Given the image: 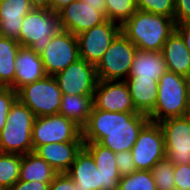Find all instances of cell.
Listing matches in <instances>:
<instances>
[{
    "mask_svg": "<svg viewBox=\"0 0 190 190\" xmlns=\"http://www.w3.org/2000/svg\"><path fill=\"white\" fill-rule=\"evenodd\" d=\"M150 121L139 112H110L92 107L82 128L84 142H98L112 152L131 151L142 128Z\"/></svg>",
    "mask_w": 190,
    "mask_h": 190,
    "instance_id": "cell-1",
    "label": "cell"
},
{
    "mask_svg": "<svg viewBox=\"0 0 190 190\" xmlns=\"http://www.w3.org/2000/svg\"><path fill=\"white\" fill-rule=\"evenodd\" d=\"M175 28V20L172 18L137 10L121 25V32L137 49L161 51Z\"/></svg>",
    "mask_w": 190,
    "mask_h": 190,
    "instance_id": "cell-2",
    "label": "cell"
},
{
    "mask_svg": "<svg viewBox=\"0 0 190 190\" xmlns=\"http://www.w3.org/2000/svg\"><path fill=\"white\" fill-rule=\"evenodd\" d=\"M35 118V114L17 99L0 132V152L19 155L33 152L32 127Z\"/></svg>",
    "mask_w": 190,
    "mask_h": 190,
    "instance_id": "cell-3",
    "label": "cell"
},
{
    "mask_svg": "<svg viewBox=\"0 0 190 190\" xmlns=\"http://www.w3.org/2000/svg\"><path fill=\"white\" fill-rule=\"evenodd\" d=\"M189 79L166 71L158 81V96L154 110L148 115L151 122L184 117Z\"/></svg>",
    "mask_w": 190,
    "mask_h": 190,
    "instance_id": "cell-4",
    "label": "cell"
},
{
    "mask_svg": "<svg viewBox=\"0 0 190 190\" xmlns=\"http://www.w3.org/2000/svg\"><path fill=\"white\" fill-rule=\"evenodd\" d=\"M19 32V44L30 47L39 55L44 52L51 40L61 28L57 12L33 8L22 21Z\"/></svg>",
    "mask_w": 190,
    "mask_h": 190,
    "instance_id": "cell-5",
    "label": "cell"
},
{
    "mask_svg": "<svg viewBox=\"0 0 190 190\" xmlns=\"http://www.w3.org/2000/svg\"><path fill=\"white\" fill-rule=\"evenodd\" d=\"M66 173L74 181L75 190H117L121 179L119 172L99 171L84 146Z\"/></svg>",
    "mask_w": 190,
    "mask_h": 190,
    "instance_id": "cell-6",
    "label": "cell"
},
{
    "mask_svg": "<svg viewBox=\"0 0 190 190\" xmlns=\"http://www.w3.org/2000/svg\"><path fill=\"white\" fill-rule=\"evenodd\" d=\"M137 47L120 32L95 66L98 81H124L129 72Z\"/></svg>",
    "mask_w": 190,
    "mask_h": 190,
    "instance_id": "cell-7",
    "label": "cell"
},
{
    "mask_svg": "<svg viewBox=\"0 0 190 190\" xmlns=\"http://www.w3.org/2000/svg\"><path fill=\"white\" fill-rule=\"evenodd\" d=\"M62 92L54 76L27 84L17 91V99L26 105L36 117L58 114Z\"/></svg>",
    "mask_w": 190,
    "mask_h": 190,
    "instance_id": "cell-8",
    "label": "cell"
},
{
    "mask_svg": "<svg viewBox=\"0 0 190 190\" xmlns=\"http://www.w3.org/2000/svg\"><path fill=\"white\" fill-rule=\"evenodd\" d=\"M57 14L60 28L77 36L106 20L105 1L75 0L60 9Z\"/></svg>",
    "mask_w": 190,
    "mask_h": 190,
    "instance_id": "cell-9",
    "label": "cell"
},
{
    "mask_svg": "<svg viewBox=\"0 0 190 190\" xmlns=\"http://www.w3.org/2000/svg\"><path fill=\"white\" fill-rule=\"evenodd\" d=\"M83 141L82 128L60 114L36 117L32 127L33 152L48 143Z\"/></svg>",
    "mask_w": 190,
    "mask_h": 190,
    "instance_id": "cell-10",
    "label": "cell"
},
{
    "mask_svg": "<svg viewBox=\"0 0 190 190\" xmlns=\"http://www.w3.org/2000/svg\"><path fill=\"white\" fill-rule=\"evenodd\" d=\"M136 170L151 171L152 167L165 158V142L159 123L149 121L140 131L131 149Z\"/></svg>",
    "mask_w": 190,
    "mask_h": 190,
    "instance_id": "cell-11",
    "label": "cell"
},
{
    "mask_svg": "<svg viewBox=\"0 0 190 190\" xmlns=\"http://www.w3.org/2000/svg\"><path fill=\"white\" fill-rule=\"evenodd\" d=\"M40 57L45 73L54 76L80 58L77 36L60 29Z\"/></svg>",
    "mask_w": 190,
    "mask_h": 190,
    "instance_id": "cell-12",
    "label": "cell"
},
{
    "mask_svg": "<svg viewBox=\"0 0 190 190\" xmlns=\"http://www.w3.org/2000/svg\"><path fill=\"white\" fill-rule=\"evenodd\" d=\"M120 32V24L106 19L103 23L79 33V57L96 66Z\"/></svg>",
    "mask_w": 190,
    "mask_h": 190,
    "instance_id": "cell-13",
    "label": "cell"
},
{
    "mask_svg": "<svg viewBox=\"0 0 190 190\" xmlns=\"http://www.w3.org/2000/svg\"><path fill=\"white\" fill-rule=\"evenodd\" d=\"M165 142V157L174 165L190 160V118H168L159 122Z\"/></svg>",
    "mask_w": 190,
    "mask_h": 190,
    "instance_id": "cell-14",
    "label": "cell"
},
{
    "mask_svg": "<svg viewBox=\"0 0 190 190\" xmlns=\"http://www.w3.org/2000/svg\"><path fill=\"white\" fill-rule=\"evenodd\" d=\"M62 94L94 95L98 82L95 65L79 58L54 75Z\"/></svg>",
    "mask_w": 190,
    "mask_h": 190,
    "instance_id": "cell-15",
    "label": "cell"
},
{
    "mask_svg": "<svg viewBox=\"0 0 190 190\" xmlns=\"http://www.w3.org/2000/svg\"><path fill=\"white\" fill-rule=\"evenodd\" d=\"M93 107L110 112H137L125 81H98Z\"/></svg>",
    "mask_w": 190,
    "mask_h": 190,
    "instance_id": "cell-16",
    "label": "cell"
},
{
    "mask_svg": "<svg viewBox=\"0 0 190 190\" xmlns=\"http://www.w3.org/2000/svg\"><path fill=\"white\" fill-rule=\"evenodd\" d=\"M83 146L84 141L48 143L39 146L34 153L44 159L58 173H66Z\"/></svg>",
    "mask_w": 190,
    "mask_h": 190,
    "instance_id": "cell-17",
    "label": "cell"
},
{
    "mask_svg": "<svg viewBox=\"0 0 190 190\" xmlns=\"http://www.w3.org/2000/svg\"><path fill=\"white\" fill-rule=\"evenodd\" d=\"M32 9L29 0H0V36L19 43L23 18Z\"/></svg>",
    "mask_w": 190,
    "mask_h": 190,
    "instance_id": "cell-18",
    "label": "cell"
},
{
    "mask_svg": "<svg viewBox=\"0 0 190 190\" xmlns=\"http://www.w3.org/2000/svg\"><path fill=\"white\" fill-rule=\"evenodd\" d=\"M15 66V91L47 75L40 55L30 47L20 46L16 56Z\"/></svg>",
    "mask_w": 190,
    "mask_h": 190,
    "instance_id": "cell-19",
    "label": "cell"
},
{
    "mask_svg": "<svg viewBox=\"0 0 190 190\" xmlns=\"http://www.w3.org/2000/svg\"><path fill=\"white\" fill-rule=\"evenodd\" d=\"M161 53L168 71L190 79V52L176 31L168 37Z\"/></svg>",
    "mask_w": 190,
    "mask_h": 190,
    "instance_id": "cell-20",
    "label": "cell"
},
{
    "mask_svg": "<svg viewBox=\"0 0 190 190\" xmlns=\"http://www.w3.org/2000/svg\"><path fill=\"white\" fill-rule=\"evenodd\" d=\"M137 112L149 115L155 108L158 96V81L128 77L124 80Z\"/></svg>",
    "mask_w": 190,
    "mask_h": 190,
    "instance_id": "cell-21",
    "label": "cell"
},
{
    "mask_svg": "<svg viewBox=\"0 0 190 190\" xmlns=\"http://www.w3.org/2000/svg\"><path fill=\"white\" fill-rule=\"evenodd\" d=\"M166 71L165 60L161 51L137 49L133 58L129 77L159 81V78Z\"/></svg>",
    "mask_w": 190,
    "mask_h": 190,
    "instance_id": "cell-22",
    "label": "cell"
},
{
    "mask_svg": "<svg viewBox=\"0 0 190 190\" xmlns=\"http://www.w3.org/2000/svg\"><path fill=\"white\" fill-rule=\"evenodd\" d=\"M92 107L93 95L62 94L58 114L65 116L83 128L88 122Z\"/></svg>",
    "mask_w": 190,
    "mask_h": 190,
    "instance_id": "cell-23",
    "label": "cell"
},
{
    "mask_svg": "<svg viewBox=\"0 0 190 190\" xmlns=\"http://www.w3.org/2000/svg\"><path fill=\"white\" fill-rule=\"evenodd\" d=\"M57 174L58 172L36 153L22 155L19 180L52 182Z\"/></svg>",
    "mask_w": 190,
    "mask_h": 190,
    "instance_id": "cell-24",
    "label": "cell"
},
{
    "mask_svg": "<svg viewBox=\"0 0 190 190\" xmlns=\"http://www.w3.org/2000/svg\"><path fill=\"white\" fill-rule=\"evenodd\" d=\"M19 48L17 41L0 36V87L15 90V61Z\"/></svg>",
    "mask_w": 190,
    "mask_h": 190,
    "instance_id": "cell-25",
    "label": "cell"
},
{
    "mask_svg": "<svg viewBox=\"0 0 190 190\" xmlns=\"http://www.w3.org/2000/svg\"><path fill=\"white\" fill-rule=\"evenodd\" d=\"M21 161L22 155L0 152V186L5 190L19 180Z\"/></svg>",
    "mask_w": 190,
    "mask_h": 190,
    "instance_id": "cell-26",
    "label": "cell"
},
{
    "mask_svg": "<svg viewBox=\"0 0 190 190\" xmlns=\"http://www.w3.org/2000/svg\"><path fill=\"white\" fill-rule=\"evenodd\" d=\"M105 17L122 25L138 9L137 0H104Z\"/></svg>",
    "mask_w": 190,
    "mask_h": 190,
    "instance_id": "cell-27",
    "label": "cell"
},
{
    "mask_svg": "<svg viewBox=\"0 0 190 190\" xmlns=\"http://www.w3.org/2000/svg\"><path fill=\"white\" fill-rule=\"evenodd\" d=\"M117 190H157L151 171L136 170L121 176Z\"/></svg>",
    "mask_w": 190,
    "mask_h": 190,
    "instance_id": "cell-28",
    "label": "cell"
},
{
    "mask_svg": "<svg viewBox=\"0 0 190 190\" xmlns=\"http://www.w3.org/2000/svg\"><path fill=\"white\" fill-rule=\"evenodd\" d=\"M84 147L91 153L99 171L119 172L115 153L98 142H84Z\"/></svg>",
    "mask_w": 190,
    "mask_h": 190,
    "instance_id": "cell-29",
    "label": "cell"
},
{
    "mask_svg": "<svg viewBox=\"0 0 190 190\" xmlns=\"http://www.w3.org/2000/svg\"><path fill=\"white\" fill-rule=\"evenodd\" d=\"M157 190H175L174 164L166 157L151 169Z\"/></svg>",
    "mask_w": 190,
    "mask_h": 190,
    "instance_id": "cell-30",
    "label": "cell"
},
{
    "mask_svg": "<svg viewBox=\"0 0 190 190\" xmlns=\"http://www.w3.org/2000/svg\"><path fill=\"white\" fill-rule=\"evenodd\" d=\"M137 9L174 19V0H137Z\"/></svg>",
    "mask_w": 190,
    "mask_h": 190,
    "instance_id": "cell-31",
    "label": "cell"
},
{
    "mask_svg": "<svg viewBox=\"0 0 190 190\" xmlns=\"http://www.w3.org/2000/svg\"><path fill=\"white\" fill-rule=\"evenodd\" d=\"M17 100V91L11 87H0V132L6 124L11 106Z\"/></svg>",
    "mask_w": 190,
    "mask_h": 190,
    "instance_id": "cell-32",
    "label": "cell"
},
{
    "mask_svg": "<svg viewBox=\"0 0 190 190\" xmlns=\"http://www.w3.org/2000/svg\"><path fill=\"white\" fill-rule=\"evenodd\" d=\"M131 151L115 153L116 165L121 176L129 175L136 171Z\"/></svg>",
    "mask_w": 190,
    "mask_h": 190,
    "instance_id": "cell-33",
    "label": "cell"
},
{
    "mask_svg": "<svg viewBox=\"0 0 190 190\" xmlns=\"http://www.w3.org/2000/svg\"><path fill=\"white\" fill-rule=\"evenodd\" d=\"M175 189H190V163L174 165Z\"/></svg>",
    "mask_w": 190,
    "mask_h": 190,
    "instance_id": "cell-34",
    "label": "cell"
},
{
    "mask_svg": "<svg viewBox=\"0 0 190 190\" xmlns=\"http://www.w3.org/2000/svg\"><path fill=\"white\" fill-rule=\"evenodd\" d=\"M175 1V24L190 21V0Z\"/></svg>",
    "mask_w": 190,
    "mask_h": 190,
    "instance_id": "cell-35",
    "label": "cell"
},
{
    "mask_svg": "<svg viewBox=\"0 0 190 190\" xmlns=\"http://www.w3.org/2000/svg\"><path fill=\"white\" fill-rule=\"evenodd\" d=\"M49 190H75L74 181L67 173H58L50 183Z\"/></svg>",
    "mask_w": 190,
    "mask_h": 190,
    "instance_id": "cell-36",
    "label": "cell"
},
{
    "mask_svg": "<svg viewBox=\"0 0 190 190\" xmlns=\"http://www.w3.org/2000/svg\"><path fill=\"white\" fill-rule=\"evenodd\" d=\"M51 182L17 180L8 190H49Z\"/></svg>",
    "mask_w": 190,
    "mask_h": 190,
    "instance_id": "cell-37",
    "label": "cell"
},
{
    "mask_svg": "<svg viewBox=\"0 0 190 190\" xmlns=\"http://www.w3.org/2000/svg\"><path fill=\"white\" fill-rule=\"evenodd\" d=\"M175 31L182 37L186 48L190 52V21L176 24Z\"/></svg>",
    "mask_w": 190,
    "mask_h": 190,
    "instance_id": "cell-38",
    "label": "cell"
},
{
    "mask_svg": "<svg viewBox=\"0 0 190 190\" xmlns=\"http://www.w3.org/2000/svg\"><path fill=\"white\" fill-rule=\"evenodd\" d=\"M32 8L51 10V0H29Z\"/></svg>",
    "mask_w": 190,
    "mask_h": 190,
    "instance_id": "cell-39",
    "label": "cell"
},
{
    "mask_svg": "<svg viewBox=\"0 0 190 190\" xmlns=\"http://www.w3.org/2000/svg\"><path fill=\"white\" fill-rule=\"evenodd\" d=\"M75 0H51V10L54 12H58L64 6L69 5Z\"/></svg>",
    "mask_w": 190,
    "mask_h": 190,
    "instance_id": "cell-40",
    "label": "cell"
},
{
    "mask_svg": "<svg viewBox=\"0 0 190 190\" xmlns=\"http://www.w3.org/2000/svg\"><path fill=\"white\" fill-rule=\"evenodd\" d=\"M185 117L190 118V79L187 91V105H186Z\"/></svg>",
    "mask_w": 190,
    "mask_h": 190,
    "instance_id": "cell-41",
    "label": "cell"
}]
</instances>
